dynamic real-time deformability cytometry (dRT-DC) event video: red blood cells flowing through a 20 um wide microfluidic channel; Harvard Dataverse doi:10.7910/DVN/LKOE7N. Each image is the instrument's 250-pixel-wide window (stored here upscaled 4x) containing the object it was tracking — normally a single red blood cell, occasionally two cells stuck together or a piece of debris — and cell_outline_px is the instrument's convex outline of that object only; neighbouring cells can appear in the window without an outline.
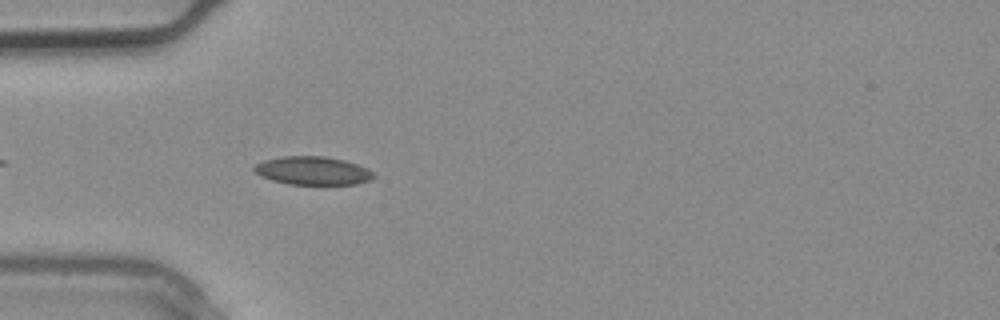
{"species": "common noctule bat (a hibernating species)", "species_latin": "Nyctalus noctula", "temperature_condition": "warm", "stored_images_in_passage": 2, "camera_frame_rate_fps": 3000, "um_per_image_px": 0.085, "animal": {"sex": "male", "body_mass_g": 20.4}, "frame": {"image": 1, "passage_image": 2, "time_ms": 0.333, "image_size_px": [1000, 320], "cell_outline_px": [[376, 176], [368, 180], [356, 184], [288, 184], [272, 180], [256, 172], [252, 168], [256, 164], [264, 160], [284, 156], [324, 156], [344, 160], [368, 168], [376, 172]], "centroid_in_image_um": [26.63, 14.5], "position_along_channel_um": 58.4, "area_um2": 19.59}}